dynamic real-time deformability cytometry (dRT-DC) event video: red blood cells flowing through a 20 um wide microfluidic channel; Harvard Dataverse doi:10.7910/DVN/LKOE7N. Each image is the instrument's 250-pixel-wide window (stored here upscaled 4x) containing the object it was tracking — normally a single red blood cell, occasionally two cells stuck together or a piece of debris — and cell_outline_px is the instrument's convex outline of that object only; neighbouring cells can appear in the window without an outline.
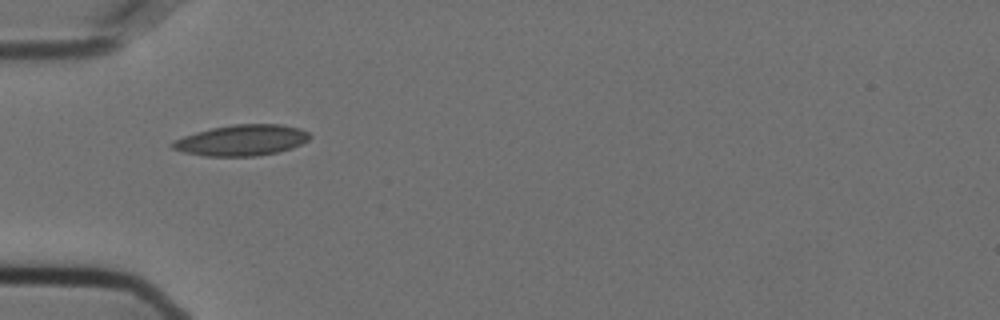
{"species": "Egyptian fruit bat (a non-hibernating species)", "species_latin": "Rousettus aegyptiacus", "temperature_condition": "cold", "stored_images_in_passage": 39, "camera_frame_rate_fps": 3000, "um_per_image_px": 0.085, "animal": {"sex": "female"}, "frame": {"image": 1, "passage_image": 1, "time_ms": 0.0, "image_size_px": [1000, 320], "cell_outline_px": [[312, 136], [308, 140], [292, 148], [276, 152], [256, 156], [204, 156], [184, 152], [172, 148], [168, 144], [184, 136], [196, 132], [212, 128], [232, 124], [280, 124], [300, 128], [308, 132]], "centroid_in_image_um": [20.55, 11.92], "position_along_channel_um": 64.4, "area_um2": 24.68}}
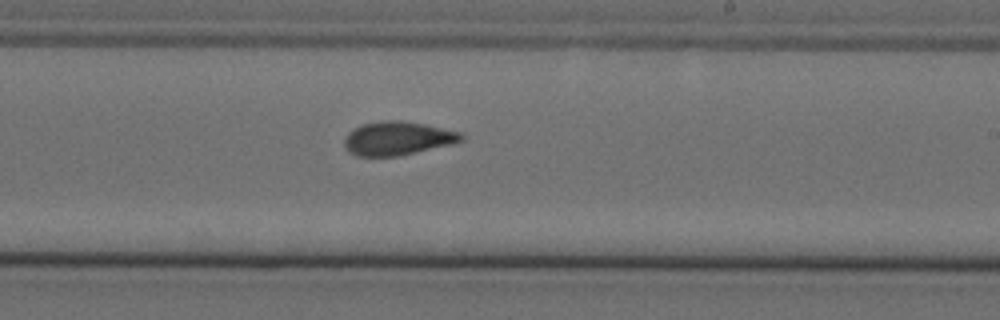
{"frame": {"image": 2, "passage_image": 17, "time_ms": 5.333, "image_size_px": [1000, 320], "cell_outline_px": [[464, 140], [452, 144], [396, 156], [356, 156], [348, 152], [344, 144], [344, 140], [348, 132], [360, 124], [384, 120], [400, 120], [424, 124], [464, 132]], "centroid_in_image_um": [33.8, 11.75], "position_along_channel_um": 255.2, "area_um2": 23.06}}
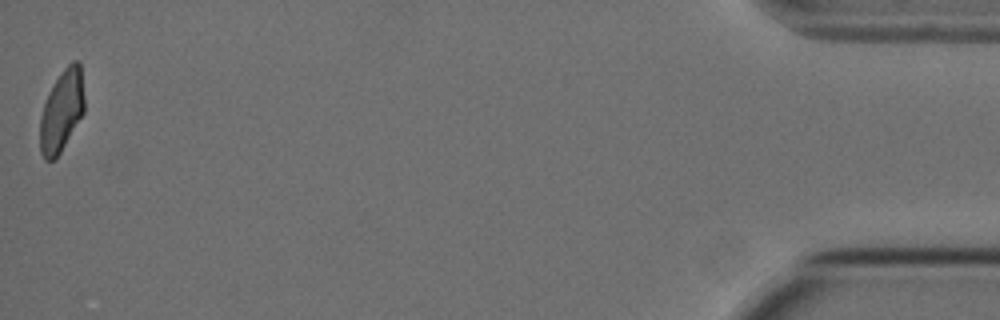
{"frame": {"image": 3, "passage_image": 39, "time_ms": 12.667, "image_size_px": [1000, 320], "cell_outline_px": [[84, 112], [56, 160], [44, 160], [40, 152], [40, 116], [48, 92], [64, 68], [72, 60], [80, 60], [84, 96]], "centroid_in_image_um": [5.24, 9.43], "position_along_channel_um": 430.0, "area_um2": 21.21}, "authors_computed_cell_mechanics": {"area_um2": 22.4842, "velocity_mm_per_s": 3.6116, "shape_relaxation_time_tau1_ms": null, "shape_relaxation_time_tau2_ms": 2.3607, "deformation_change_tau1": null, "deformation_change_tau2": 0.0733}}